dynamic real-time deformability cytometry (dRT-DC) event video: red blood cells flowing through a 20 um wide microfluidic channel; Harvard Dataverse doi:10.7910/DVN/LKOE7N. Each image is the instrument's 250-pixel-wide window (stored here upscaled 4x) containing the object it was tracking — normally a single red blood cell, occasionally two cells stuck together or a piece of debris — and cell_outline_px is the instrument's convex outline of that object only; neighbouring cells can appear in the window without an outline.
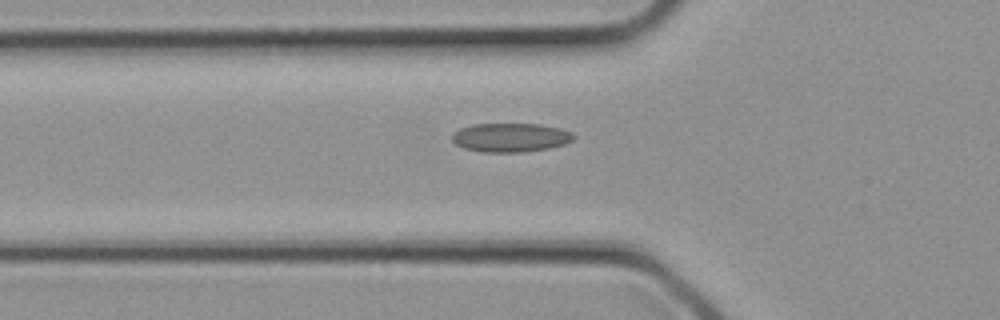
{"species": "common noctule bat (a hibernating species)", "species_latin": "Nyctalus noctula", "temperature_condition": "cold", "stored_images_in_passage": 4, "camera_frame_rate_fps": 3000, "um_per_image_px": 0.085, "animal": {"sex": "female", "body_mass_g": 21.9}, "frame": {"image": 1, "passage_image": 4, "time_ms": 1.0, "image_size_px": [1000, 320], "cell_outline_px": [[576, 136], [572, 140], [564, 144], [548, 148], [524, 152], [484, 152], [464, 148], [456, 144], [452, 140], [452, 136], [460, 128], [472, 124], [540, 124], [560, 128], [572, 132]], "centroid_in_image_um": [43.42, 11.68], "position_along_channel_um": 82.4, "area_um2": 20.4}}